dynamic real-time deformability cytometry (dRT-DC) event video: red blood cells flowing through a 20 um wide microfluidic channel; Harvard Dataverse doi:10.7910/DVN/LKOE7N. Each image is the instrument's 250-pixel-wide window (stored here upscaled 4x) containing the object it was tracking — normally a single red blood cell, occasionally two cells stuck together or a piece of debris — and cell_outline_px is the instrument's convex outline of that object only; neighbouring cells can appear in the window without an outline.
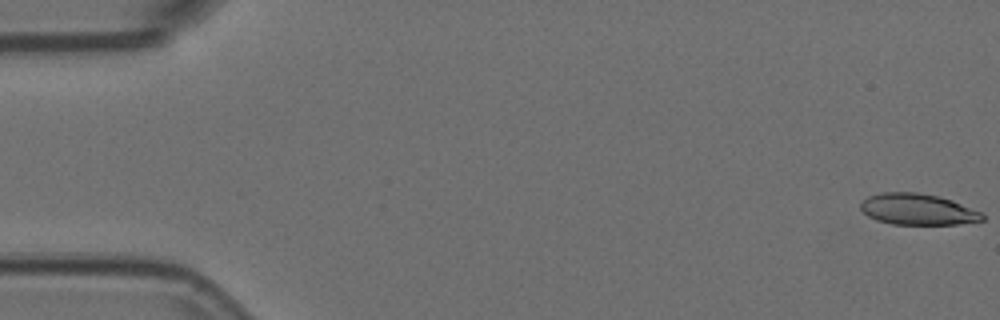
{"species": "Egyptian fruit bat (a non-hibernating species)", "species_latin": "Rousettus aegyptiacus", "temperature_condition": "room temperature", "stored_images_in_passage": 37, "camera_frame_rate_fps": 3000, "um_per_image_px": 0.085, "animal": {"sex": "female"}, "frame": {"image": 1, "passage_image": 1, "time_ms": 0.0, "image_size_px": [1000, 320], "cell_outline_px": [[984, 220], [956, 224], [892, 224], [876, 220], [868, 216], [860, 208], [860, 204], [868, 196], [880, 192], [916, 192], [936, 196], [952, 200], [980, 212], [984, 216]], "centroid_in_image_um": [77.96, 17.79], "position_along_channel_um": 7.0, "area_um2": 21.91}}
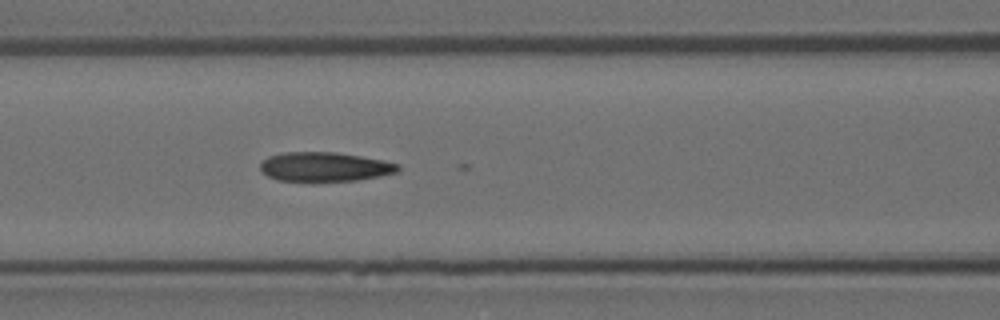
{"frame": {"image": 2, "passage_image": 23, "time_ms": 7.333, "image_size_px": [1000, 320], "cell_outline_px": [[400, 172], [360, 180], [276, 180], [260, 172], [260, 164], [268, 156], [284, 152], [336, 152], [384, 160], [400, 164]], "centroid_in_image_um": [27.63, 14.16], "position_along_channel_um": 139.0, "area_um2": 23.47}}
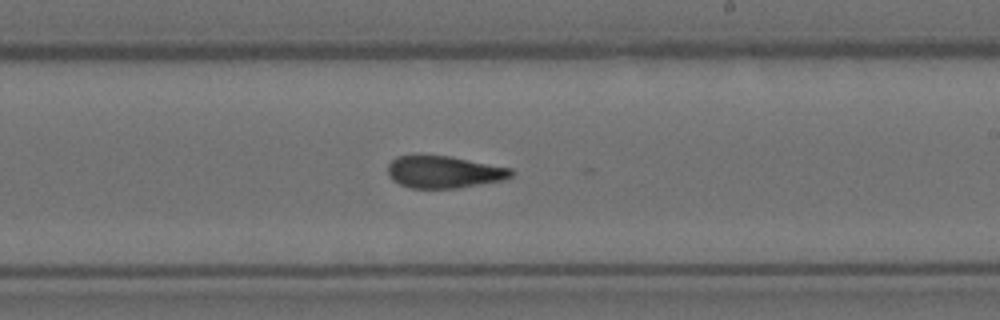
{"frame": {"image": 3, "passage_image": 32, "time_ms": 10.333, "image_size_px": [1000, 320], "cell_outline_px": [[516, 172], [512, 176], [504, 180], [456, 188], [412, 188], [400, 184], [392, 180], [388, 176], [388, 164], [396, 156], [448, 156], [512, 168]], "centroid_in_image_um": [37.76, 14.63], "position_along_channel_um": 251.2, "area_um2": 23.0}}